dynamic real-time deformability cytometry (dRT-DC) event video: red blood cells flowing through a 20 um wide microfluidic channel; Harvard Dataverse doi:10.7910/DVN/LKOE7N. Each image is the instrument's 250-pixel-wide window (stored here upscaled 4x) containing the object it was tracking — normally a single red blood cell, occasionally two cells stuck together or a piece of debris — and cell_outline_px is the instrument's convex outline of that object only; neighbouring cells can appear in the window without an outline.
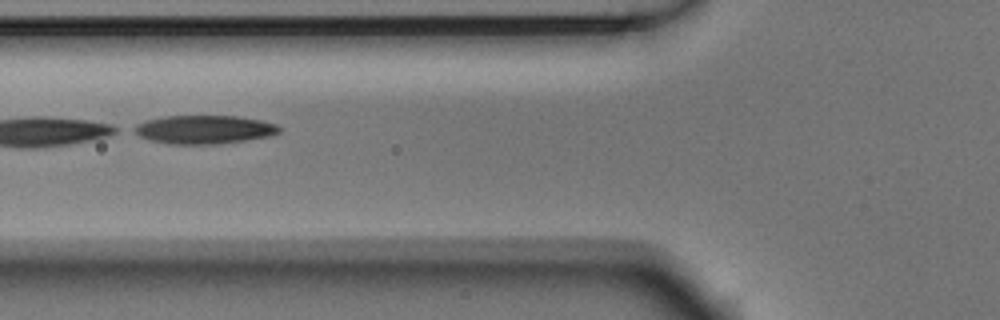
{"species": "Egyptian fruit bat (a non-hibernating species)", "species_latin": "Rousettus aegyptiacus", "temperature_condition": "room temperature", "stored_images_in_passage": 8, "camera_frame_rate_fps": 3000, "um_per_image_px": 0.085, "animal": {"sex": "male"}, "frame": {"image": 1, "passage_image": 5, "time_ms": 1.333, "image_size_px": [1000, 320], "cell_outline_px": [[280, 132], [272, 136], [220, 144], [168, 144], [148, 140], [132, 132], [128, 128], [136, 124], [148, 120], [168, 116], [236, 116], [260, 120], [276, 124], [280, 128]], "centroid_in_image_um": [17.31, 11.02], "position_along_channel_um": 108.5, "area_um2": 24.33}}
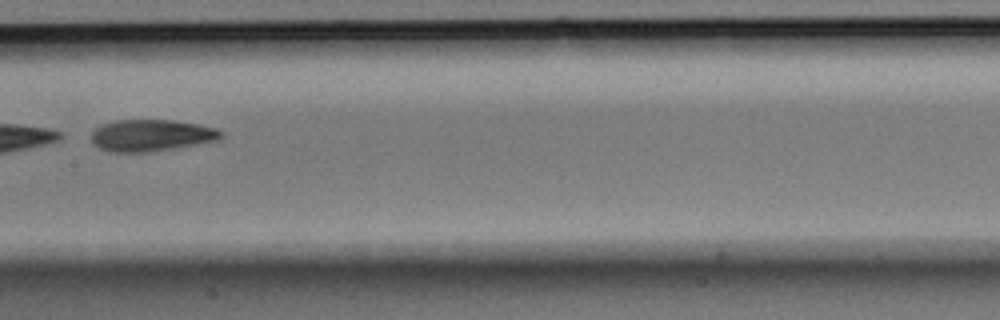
{"frame": {"image": 2, "passage_image": 7, "time_ms": 2.0, "image_size_px": [1000, 320], "cell_outline_px": [[224, 132], [216, 140], [176, 148], [148, 152], [108, 152], [92, 144], [92, 132], [100, 124], [116, 120], [172, 120], [196, 124], [216, 128]], "centroid_in_image_um": [12.8, 11.51], "position_along_channel_um": 194.6, "area_um2": 23.93}}
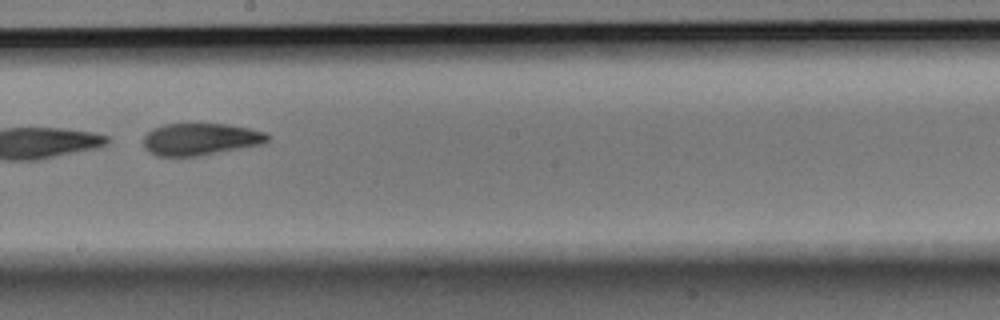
{"frame": {"image": 3, "passage_image": 8, "time_ms": 2.333, "image_size_px": [1000, 320], "cell_outline_px": [[268, 140], [264, 144], [200, 156], [156, 156], [148, 152], [144, 148], [144, 136], [152, 128], [164, 124], [224, 124], [248, 128], [264, 132], [268, 136]], "centroid_in_image_um": [17.01, 11.84], "position_along_channel_um": 231.2, "area_um2": 23.24}}